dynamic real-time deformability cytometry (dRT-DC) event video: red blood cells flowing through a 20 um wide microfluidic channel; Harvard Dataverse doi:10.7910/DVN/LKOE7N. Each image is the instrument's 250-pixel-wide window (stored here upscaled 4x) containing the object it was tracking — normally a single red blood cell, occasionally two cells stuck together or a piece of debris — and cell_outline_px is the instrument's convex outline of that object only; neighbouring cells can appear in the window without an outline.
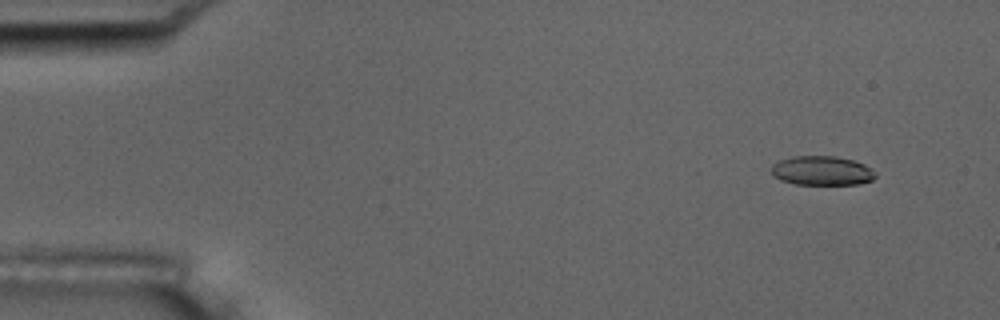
{"species": "common noctule bat (a hibernating species)", "species_latin": "Nyctalus noctula", "temperature_condition": "room temperature", "stored_images_in_passage": 6, "camera_frame_rate_fps": 3000, "um_per_image_px": 0.085, "animal": {"sex": "male", "body_mass_g": 17.5, "forearm_length_mm": 52.3}, "frame": {"image": 1, "passage_image": 2, "time_ms": 0.333, "image_size_px": [1000, 320], "cell_outline_px": [[876, 176], [872, 180], [860, 184], [796, 184], [780, 180], [772, 176], [772, 164], [780, 160], [792, 156], [836, 156], [852, 160], [864, 164]], "centroid_in_image_um": [69.81, 14.51], "position_along_channel_um": 15.2, "area_um2": 17.63}}